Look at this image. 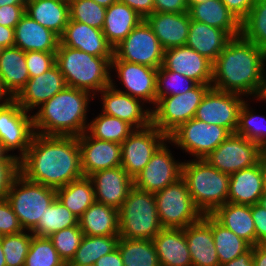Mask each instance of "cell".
<instances>
[{
  "label": "cell",
  "mask_w": 266,
  "mask_h": 266,
  "mask_svg": "<svg viewBox=\"0 0 266 266\" xmlns=\"http://www.w3.org/2000/svg\"><path fill=\"white\" fill-rule=\"evenodd\" d=\"M19 171L27 180L54 189L82 178L78 138L35 133Z\"/></svg>",
  "instance_id": "obj_1"
},
{
  "label": "cell",
  "mask_w": 266,
  "mask_h": 266,
  "mask_svg": "<svg viewBox=\"0 0 266 266\" xmlns=\"http://www.w3.org/2000/svg\"><path fill=\"white\" fill-rule=\"evenodd\" d=\"M266 51L233 37L213 62L211 87L260 101L266 97Z\"/></svg>",
  "instance_id": "obj_2"
},
{
  "label": "cell",
  "mask_w": 266,
  "mask_h": 266,
  "mask_svg": "<svg viewBox=\"0 0 266 266\" xmlns=\"http://www.w3.org/2000/svg\"><path fill=\"white\" fill-rule=\"evenodd\" d=\"M91 98V99H90ZM90 92L74 87H65L42 104L34 113L35 133L57 136H80L88 127ZM87 119V120H86Z\"/></svg>",
  "instance_id": "obj_3"
},
{
  "label": "cell",
  "mask_w": 266,
  "mask_h": 266,
  "mask_svg": "<svg viewBox=\"0 0 266 266\" xmlns=\"http://www.w3.org/2000/svg\"><path fill=\"white\" fill-rule=\"evenodd\" d=\"M98 57L59 42L55 53L56 64L66 85L90 92L94 97L111 83V60Z\"/></svg>",
  "instance_id": "obj_4"
},
{
  "label": "cell",
  "mask_w": 266,
  "mask_h": 266,
  "mask_svg": "<svg viewBox=\"0 0 266 266\" xmlns=\"http://www.w3.org/2000/svg\"><path fill=\"white\" fill-rule=\"evenodd\" d=\"M182 178L195 206L204 214H212L228 202L230 175L222 173L205 159L183 162Z\"/></svg>",
  "instance_id": "obj_5"
},
{
  "label": "cell",
  "mask_w": 266,
  "mask_h": 266,
  "mask_svg": "<svg viewBox=\"0 0 266 266\" xmlns=\"http://www.w3.org/2000/svg\"><path fill=\"white\" fill-rule=\"evenodd\" d=\"M162 228L155 194L133 186L119 209V237L152 240Z\"/></svg>",
  "instance_id": "obj_6"
},
{
  "label": "cell",
  "mask_w": 266,
  "mask_h": 266,
  "mask_svg": "<svg viewBox=\"0 0 266 266\" xmlns=\"http://www.w3.org/2000/svg\"><path fill=\"white\" fill-rule=\"evenodd\" d=\"M6 199L23 230L31 231L56 199V189L27 180L20 173L14 178Z\"/></svg>",
  "instance_id": "obj_7"
},
{
  "label": "cell",
  "mask_w": 266,
  "mask_h": 266,
  "mask_svg": "<svg viewBox=\"0 0 266 266\" xmlns=\"http://www.w3.org/2000/svg\"><path fill=\"white\" fill-rule=\"evenodd\" d=\"M154 194L163 228L184 229L203 217L195 206L182 177Z\"/></svg>",
  "instance_id": "obj_8"
},
{
  "label": "cell",
  "mask_w": 266,
  "mask_h": 266,
  "mask_svg": "<svg viewBox=\"0 0 266 266\" xmlns=\"http://www.w3.org/2000/svg\"><path fill=\"white\" fill-rule=\"evenodd\" d=\"M211 85L197 84L185 94L161 97L152 109V124L167 136L179 125L194 118Z\"/></svg>",
  "instance_id": "obj_9"
},
{
  "label": "cell",
  "mask_w": 266,
  "mask_h": 266,
  "mask_svg": "<svg viewBox=\"0 0 266 266\" xmlns=\"http://www.w3.org/2000/svg\"><path fill=\"white\" fill-rule=\"evenodd\" d=\"M231 133L224 127L208 124L192 118L179 125L168 135V140L178 149L192 155L193 159H204L214 151Z\"/></svg>",
  "instance_id": "obj_10"
},
{
  "label": "cell",
  "mask_w": 266,
  "mask_h": 266,
  "mask_svg": "<svg viewBox=\"0 0 266 266\" xmlns=\"http://www.w3.org/2000/svg\"><path fill=\"white\" fill-rule=\"evenodd\" d=\"M164 49L151 27L143 19L118 45L113 48V58L159 69L163 63Z\"/></svg>",
  "instance_id": "obj_11"
},
{
  "label": "cell",
  "mask_w": 266,
  "mask_h": 266,
  "mask_svg": "<svg viewBox=\"0 0 266 266\" xmlns=\"http://www.w3.org/2000/svg\"><path fill=\"white\" fill-rule=\"evenodd\" d=\"M34 134L32 114L22 109L13 98L0 105V142L8 154L18 150L16 158L20 160L30 147Z\"/></svg>",
  "instance_id": "obj_12"
},
{
  "label": "cell",
  "mask_w": 266,
  "mask_h": 266,
  "mask_svg": "<svg viewBox=\"0 0 266 266\" xmlns=\"http://www.w3.org/2000/svg\"><path fill=\"white\" fill-rule=\"evenodd\" d=\"M262 151L258 144L233 133L204 159L222 173L231 175L258 164Z\"/></svg>",
  "instance_id": "obj_13"
},
{
  "label": "cell",
  "mask_w": 266,
  "mask_h": 266,
  "mask_svg": "<svg viewBox=\"0 0 266 266\" xmlns=\"http://www.w3.org/2000/svg\"><path fill=\"white\" fill-rule=\"evenodd\" d=\"M116 71L117 78L124 89H118L111 75L110 85L116 90L129 94L131 97L142 100L144 103L153 104L157 102V73L158 69L150 66L131 63L120 59L111 60V73ZM114 81V82H113Z\"/></svg>",
  "instance_id": "obj_14"
},
{
  "label": "cell",
  "mask_w": 266,
  "mask_h": 266,
  "mask_svg": "<svg viewBox=\"0 0 266 266\" xmlns=\"http://www.w3.org/2000/svg\"><path fill=\"white\" fill-rule=\"evenodd\" d=\"M167 139L153 124L135 129L121 143V166L134 179Z\"/></svg>",
  "instance_id": "obj_15"
},
{
  "label": "cell",
  "mask_w": 266,
  "mask_h": 266,
  "mask_svg": "<svg viewBox=\"0 0 266 266\" xmlns=\"http://www.w3.org/2000/svg\"><path fill=\"white\" fill-rule=\"evenodd\" d=\"M246 98L244 96L210 88L198 106L195 119L226 128L236 133L239 112Z\"/></svg>",
  "instance_id": "obj_16"
},
{
  "label": "cell",
  "mask_w": 266,
  "mask_h": 266,
  "mask_svg": "<svg viewBox=\"0 0 266 266\" xmlns=\"http://www.w3.org/2000/svg\"><path fill=\"white\" fill-rule=\"evenodd\" d=\"M168 139L156 150L144 169L133 179L134 186L155 193L182 177L183 162L175 160Z\"/></svg>",
  "instance_id": "obj_17"
},
{
  "label": "cell",
  "mask_w": 266,
  "mask_h": 266,
  "mask_svg": "<svg viewBox=\"0 0 266 266\" xmlns=\"http://www.w3.org/2000/svg\"><path fill=\"white\" fill-rule=\"evenodd\" d=\"M99 93L103 104L101 113L124 120L135 129L152 124V109H147L142 100L120 92L111 85Z\"/></svg>",
  "instance_id": "obj_18"
},
{
  "label": "cell",
  "mask_w": 266,
  "mask_h": 266,
  "mask_svg": "<svg viewBox=\"0 0 266 266\" xmlns=\"http://www.w3.org/2000/svg\"><path fill=\"white\" fill-rule=\"evenodd\" d=\"M77 138L84 177H88L96 171L121 166V144L96 139L87 131Z\"/></svg>",
  "instance_id": "obj_19"
},
{
  "label": "cell",
  "mask_w": 266,
  "mask_h": 266,
  "mask_svg": "<svg viewBox=\"0 0 266 266\" xmlns=\"http://www.w3.org/2000/svg\"><path fill=\"white\" fill-rule=\"evenodd\" d=\"M162 67L191 78L198 84H212L213 63L187 45L164 50Z\"/></svg>",
  "instance_id": "obj_20"
},
{
  "label": "cell",
  "mask_w": 266,
  "mask_h": 266,
  "mask_svg": "<svg viewBox=\"0 0 266 266\" xmlns=\"http://www.w3.org/2000/svg\"><path fill=\"white\" fill-rule=\"evenodd\" d=\"M67 87L64 76L55 63L43 74L30 78L21 91L13 98L27 112L39 108L47 100Z\"/></svg>",
  "instance_id": "obj_21"
},
{
  "label": "cell",
  "mask_w": 266,
  "mask_h": 266,
  "mask_svg": "<svg viewBox=\"0 0 266 266\" xmlns=\"http://www.w3.org/2000/svg\"><path fill=\"white\" fill-rule=\"evenodd\" d=\"M88 178L93 184L95 201L118 210L134 186L133 178L122 166L96 171Z\"/></svg>",
  "instance_id": "obj_22"
},
{
  "label": "cell",
  "mask_w": 266,
  "mask_h": 266,
  "mask_svg": "<svg viewBox=\"0 0 266 266\" xmlns=\"http://www.w3.org/2000/svg\"><path fill=\"white\" fill-rule=\"evenodd\" d=\"M60 43L93 56L113 57V47L101 29L70 19L60 36Z\"/></svg>",
  "instance_id": "obj_23"
},
{
  "label": "cell",
  "mask_w": 266,
  "mask_h": 266,
  "mask_svg": "<svg viewBox=\"0 0 266 266\" xmlns=\"http://www.w3.org/2000/svg\"><path fill=\"white\" fill-rule=\"evenodd\" d=\"M192 266H220L211 229V214L184 228Z\"/></svg>",
  "instance_id": "obj_24"
},
{
  "label": "cell",
  "mask_w": 266,
  "mask_h": 266,
  "mask_svg": "<svg viewBox=\"0 0 266 266\" xmlns=\"http://www.w3.org/2000/svg\"><path fill=\"white\" fill-rule=\"evenodd\" d=\"M144 20L151 27L164 50L186 44L191 21L188 12H154Z\"/></svg>",
  "instance_id": "obj_25"
},
{
  "label": "cell",
  "mask_w": 266,
  "mask_h": 266,
  "mask_svg": "<svg viewBox=\"0 0 266 266\" xmlns=\"http://www.w3.org/2000/svg\"><path fill=\"white\" fill-rule=\"evenodd\" d=\"M60 37L26 13L14 28V46L26 51L56 52Z\"/></svg>",
  "instance_id": "obj_26"
},
{
  "label": "cell",
  "mask_w": 266,
  "mask_h": 266,
  "mask_svg": "<svg viewBox=\"0 0 266 266\" xmlns=\"http://www.w3.org/2000/svg\"><path fill=\"white\" fill-rule=\"evenodd\" d=\"M162 266H192L184 229L162 228L152 239Z\"/></svg>",
  "instance_id": "obj_27"
},
{
  "label": "cell",
  "mask_w": 266,
  "mask_h": 266,
  "mask_svg": "<svg viewBox=\"0 0 266 266\" xmlns=\"http://www.w3.org/2000/svg\"><path fill=\"white\" fill-rule=\"evenodd\" d=\"M232 38L225 30L191 20L185 45L213 63Z\"/></svg>",
  "instance_id": "obj_28"
},
{
  "label": "cell",
  "mask_w": 266,
  "mask_h": 266,
  "mask_svg": "<svg viewBox=\"0 0 266 266\" xmlns=\"http://www.w3.org/2000/svg\"><path fill=\"white\" fill-rule=\"evenodd\" d=\"M263 193V176L259 163L230 175L228 202L254 205Z\"/></svg>",
  "instance_id": "obj_29"
},
{
  "label": "cell",
  "mask_w": 266,
  "mask_h": 266,
  "mask_svg": "<svg viewBox=\"0 0 266 266\" xmlns=\"http://www.w3.org/2000/svg\"><path fill=\"white\" fill-rule=\"evenodd\" d=\"M25 13L59 37L70 19L68 0H27Z\"/></svg>",
  "instance_id": "obj_30"
},
{
  "label": "cell",
  "mask_w": 266,
  "mask_h": 266,
  "mask_svg": "<svg viewBox=\"0 0 266 266\" xmlns=\"http://www.w3.org/2000/svg\"><path fill=\"white\" fill-rule=\"evenodd\" d=\"M211 215L251 247L256 245V230L251 215V205L227 202L218 207Z\"/></svg>",
  "instance_id": "obj_31"
},
{
  "label": "cell",
  "mask_w": 266,
  "mask_h": 266,
  "mask_svg": "<svg viewBox=\"0 0 266 266\" xmlns=\"http://www.w3.org/2000/svg\"><path fill=\"white\" fill-rule=\"evenodd\" d=\"M191 20L227 31L232 37L241 35V22L221 0H208L188 9Z\"/></svg>",
  "instance_id": "obj_32"
},
{
  "label": "cell",
  "mask_w": 266,
  "mask_h": 266,
  "mask_svg": "<svg viewBox=\"0 0 266 266\" xmlns=\"http://www.w3.org/2000/svg\"><path fill=\"white\" fill-rule=\"evenodd\" d=\"M0 77L3 87L14 98L30 79L23 50L16 46L2 49Z\"/></svg>",
  "instance_id": "obj_33"
},
{
  "label": "cell",
  "mask_w": 266,
  "mask_h": 266,
  "mask_svg": "<svg viewBox=\"0 0 266 266\" xmlns=\"http://www.w3.org/2000/svg\"><path fill=\"white\" fill-rule=\"evenodd\" d=\"M78 224L87 236L119 235V210L95 201L78 219Z\"/></svg>",
  "instance_id": "obj_34"
},
{
  "label": "cell",
  "mask_w": 266,
  "mask_h": 266,
  "mask_svg": "<svg viewBox=\"0 0 266 266\" xmlns=\"http://www.w3.org/2000/svg\"><path fill=\"white\" fill-rule=\"evenodd\" d=\"M143 20L128 5L116 1L106 9L102 31L107 42L114 48Z\"/></svg>",
  "instance_id": "obj_35"
},
{
  "label": "cell",
  "mask_w": 266,
  "mask_h": 266,
  "mask_svg": "<svg viewBox=\"0 0 266 266\" xmlns=\"http://www.w3.org/2000/svg\"><path fill=\"white\" fill-rule=\"evenodd\" d=\"M56 198L78 219L95 202V193L91 180L82 177L56 189Z\"/></svg>",
  "instance_id": "obj_36"
},
{
  "label": "cell",
  "mask_w": 266,
  "mask_h": 266,
  "mask_svg": "<svg viewBox=\"0 0 266 266\" xmlns=\"http://www.w3.org/2000/svg\"><path fill=\"white\" fill-rule=\"evenodd\" d=\"M117 248L123 266H159L158 255L152 240L119 238Z\"/></svg>",
  "instance_id": "obj_37"
},
{
  "label": "cell",
  "mask_w": 266,
  "mask_h": 266,
  "mask_svg": "<svg viewBox=\"0 0 266 266\" xmlns=\"http://www.w3.org/2000/svg\"><path fill=\"white\" fill-rule=\"evenodd\" d=\"M119 235L112 236H87L84 235L69 266H86L95 264L102 256L111 253L117 248Z\"/></svg>",
  "instance_id": "obj_38"
},
{
  "label": "cell",
  "mask_w": 266,
  "mask_h": 266,
  "mask_svg": "<svg viewBox=\"0 0 266 266\" xmlns=\"http://www.w3.org/2000/svg\"><path fill=\"white\" fill-rule=\"evenodd\" d=\"M72 226H79L78 218L56 198L31 232L38 237H49Z\"/></svg>",
  "instance_id": "obj_39"
},
{
  "label": "cell",
  "mask_w": 266,
  "mask_h": 266,
  "mask_svg": "<svg viewBox=\"0 0 266 266\" xmlns=\"http://www.w3.org/2000/svg\"><path fill=\"white\" fill-rule=\"evenodd\" d=\"M211 229L220 265L230 262L251 246L211 215Z\"/></svg>",
  "instance_id": "obj_40"
},
{
  "label": "cell",
  "mask_w": 266,
  "mask_h": 266,
  "mask_svg": "<svg viewBox=\"0 0 266 266\" xmlns=\"http://www.w3.org/2000/svg\"><path fill=\"white\" fill-rule=\"evenodd\" d=\"M88 123L87 132L94 138L121 144L135 128L124 120L98 113Z\"/></svg>",
  "instance_id": "obj_41"
},
{
  "label": "cell",
  "mask_w": 266,
  "mask_h": 266,
  "mask_svg": "<svg viewBox=\"0 0 266 266\" xmlns=\"http://www.w3.org/2000/svg\"><path fill=\"white\" fill-rule=\"evenodd\" d=\"M248 100L244 102L239 112L236 134L258 144L266 149V116L256 115Z\"/></svg>",
  "instance_id": "obj_42"
},
{
  "label": "cell",
  "mask_w": 266,
  "mask_h": 266,
  "mask_svg": "<svg viewBox=\"0 0 266 266\" xmlns=\"http://www.w3.org/2000/svg\"><path fill=\"white\" fill-rule=\"evenodd\" d=\"M241 35L266 51V0H257L241 22Z\"/></svg>",
  "instance_id": "obj_43"
},
{
  "label": "cell",
  "mask_w": 266,
  "mask_h": 266,
  "mask_svg": "<svg viewBox=\"0 0 266 266\" xmlns=\"http://www.w3.org/2000/svg\"><path fill=\"white\" fill-rule=\"evenodd\" d=\"M48 237L33 235L24 266H65Z\"/></svg>",
  "instance_id": "obj_44"
},
{
  "label": "cell",
  "mask_w": 266,
  "mask_h": 266,
  "mask_svg": "<svg viewBox=\"0 0 266 266\" xmlns=\"http://www.w3.org/2000/svg\"><path fill=\"white\" fill-rule=\"evenodd\" d=\"M31 231L1 236L6 266H24L32 236Z\"/></svg>",
  "instance_id": "obj_45"
},
{
  "label": "cell",
  "mask_w": 266,
  "mask_h": 266,
  "mask_svg": "<svg viewBox=\"0 0 266 266\" xmlns=\"http://www.w3.org/2000/svg\"><path fill=\"white\" fill-rule=\"evenodd\" d=\"M68 2L70 20L102 30L107 8L93 0H68Z\"/></svg>",
  "instance_id": "obj_46"
},
{
  "label": "cell",
  "mask_w": 266,
  "mask_h": 266,
  "mask_svg": "<svg viewBox=\"0 0 266 266\" xmlns=\"http://www.w3.org/2000/svg\"><path fill=\"white\" fill-rule=\"evenodd\" d=\"M197 84L193 79L168 71L161 66L157 73V100L161 97L185 94Z\"/></svg>",
  "instance_id": "obj_47"
},
{
  "label": "cell",
  "mask_w": 266,
  "mask_h": 266,
  "mask_svg": "<svg viewBox=\"0 0 266 266\" xmlns=\"http://www.w3.org/2000/svg\"><path fill=\"white\" fill-rule=\"evenodd\" d=\"M84 233L79 226H72L56 231L48 238L52 241L58 255L68 264L82 242Z\"/></svg>",
  "instance_id": "obj_48"
},
{
  "label": "cell",
  "mask_w": 266,
  "mask_h": 266,
  "mask_svg": "<svg viewBox=\"0 0 266 266\" xmlns=\"http://www.w3.org/2000/svg\"><path fill=\"white\" fill-rule=\"evenodd\" d=\"M56 52L26 51V65L30 78L37 77L49 70L55 63Z\"/></svg>",
  "instance_id": "obj_49"
},
{
  "label": "cell",
  "mask_w": 266,
  "mask_h": 266,
  "mask_svg": "<svg viewBox=\"0 0 266 266\" xmlns=\"http://www.w3.org/2000/svg\"><path fill=\"white\" fill-rule=\"evenodd\" d=\"M24 231L8 200H0V236Z\"/></svg>",
  "instance_id": "obj_50"
},
{
  "label": "cell",
  "mask_w": 266,
  "mask_h": 266,
  "mask_svg": "<svg viewBox=\"0 0 266 266\" xmlns=\"http://www.w3.org/2000/svg\"><path fill=\"white\" fill-rule=\"evenodd\" d=\"M19 173V160H0V200L7 197L11 183Z\"/></svg>",
  "instance_id": "obj_51"
},
{
  "label": "cell",
  "mask_w": 266,
  "mask_h": 266,
  "mask_svg": "<svg viewBox=\"0 0 266 266\" xmlns=\"http://www.w3.org/2000/svg\"><path fill=\"white\" fill-rule=\"evenodd\" d=\"M25 15V5L0 6V25L15 28Z\"/></svg>",
  "instance_id": "obj_52"
},
{
  "label": "cell",
  "mask_w": 266,
  "mask_h": 266,
  "mask_svg": "<svg viewBox=\"0 0 266 266\" xmlns=\"http://www.w3.org/2000/svg\"><path fill=\"white\" fill-rule=\"evenodd\" d=\"M251 215L256 230V245L266 244V209L256 203L251 205Z\"/></svg>",
  "instance_id": "obj_53"
},
{
  "label": "cell",
  "mask_w": 266,
  "mask_h": 266,
  "mask_svg": "<svg viewBox=\"0 0 266 266\" xmlns=\"http://www.w3.org/2000/svg\"><path fill=\"white\" fill-rule=\"evenodd\" d=\"M227 9L242 22L257 0H221Z\"/></svg>",
  "instance_id": "obj_54"
},
{
  "label": "cell",
  "mask_w": 266,
  "mask_h": 266,
  "mask_svg": "<svg viewBox=\"0 0 266 266\" xmlns=\"http://www.w3.org/2000/svg\"><path fill=\"white\" fill-rule=\"evenodd\" d=\"M154 12H163V13L188 12L187 0H154Z\"/></svg>",
  "instance_id": "obj_55"
},
{
  "label": "cell",
  "mask_w": 266,
  "mask_h": 266,
  "mask_svg": "<svg viewBox=\"0 0 266 266\" xmlns=\"http://www.w3.org/2000/svg\"><path fill=\"white\" fill-rule=\"evenodd\" d=\"M135 10L143 19L154 13V0H117Z\"/></svg>",
  "instance_id": "obj_56"
},
{
  "label": "cell",
  "mask_w": 266,
  "mask_h": 266,
  "mask_svg": "<svg viewBox=\"0 0 266 266\" xmlns=\"http://www.w3.org/2000/svg\"><path fill=\"white\" fill-rule=\"evenodd\" d=\"M96 266H123V261L119 249L116 248L109 254L100 257L96 262Z\"/></svg>",
  "instance_id": "obj_57"
},
{
  "label": "cell",
  "mask_w": 266,
  "mask_h": 266,
  "mask_svg": "<svg viewBox=\"0 0 266 266\" xmlns=\"http://www.w3.org/2000/svg\"><path fill=\"white\" fill-rule=\"evenodd\" d=\"M220 266H253V247H250L246 252L239 255L232 261Z\"/></svg>",
  "instance_id": "obj_58"
},
{
  "label": "cell",
  "mask_w": 266,
  "mask_h": 266,
  "mask_svg": "<svg viewBox=\"0 0 266 266\" xmlns=\"http://www.w3.org/2000/svg\"><path fill=\"white\" fill-rule=\"evenodd\" d=\"M0 46L3 48L14 46V28L0 25Z\"/></svg>",
  "instance_id": "obj_59"
},
{
  "label": "cell",
  "mask_w": 266,
  "mask_h": 266,
  "mask_svg": "<svg viewBox=\"0 0 266 266\" xmlns=\"http://www.w3.org/2000/svg\"><path fill=\"white\" fill-rule=\"evenodd\" d=\"M253 266H266V244L253 247Z\"/></svg>",
  "instance_id": "obj_60"
},
{
  "label": "cell",
  "mask_w": 266,
  "mask_h": 266,
  "mask_svg": "<svg viewBox=\"0 0 266 266\" xmlns=\"http://www.w3.org/2000/svg\"><path fill=\"white\" fill-rule=\"evenodd\" d=\"M259 164H260V168H261L262 176H263L264 191H266V149H264L261 153Z\"/></svg>",
  "instance_id": "obj_61"
},
{
  "label": "cell",
  "mask_w": 266,
  "mask_h": 266,
  "mask_svg": "<svg viewBox=\"0 0 266 266\" xmlns=\"http://www.w3.org/2000/svg\"><path fill=\"white\" fill-rule=\"evenodd\" d=\"M11 99L12 97L3 87L1 77H0V105L9 102Z\"/></svg>",
  "instance_id": "obj_62"
},
{
  "label": "cell",
  "mask_w": 266,
  "mask_h": 266,
  "mask_svg": "<svg viewBox=\"0 0 266 266\" xmlns=\"http://www.w3.org/2000/svg\"><path fill=\"white\" fill-rule=\"evenodd\" d=\"M0 160H19L18 158H16V155L14 153L8 154L2 147V144L0 142Z\"/></svg>",
  "instance_id": "obj_63"
},
{
  "label": "cell",
  "mask_w": 266,
  "mask_h": 266,
  "mask_svg": "<svg viewBox=\"0 0 266 266\" xmlns=\"http://www.w3.org/2000/svg\"><path fill=\"white\" fill-rule=\"evenodd\" d=\"M27 0H0V6L25 5Z\"/></svg>",
  "instance_id": "obj_64"
},
{
  "label": "cell",
  "mask_w": 266,
  "mask_h": 266,
  "mask_svg": "<svg viewBox=\"0 0 266 266\" xmlns=\"http://www.w3.org/2000/svg\"><path fill=\"white\" fill-rule=\"evenodd\" d=\"M96 3H98L99 5L108 8L110 5H112L113 3H115L117 0H93Z\"/></svg>",
  "instance_id": "obj_65"
},
{
  "label": "cell",
  "mask_w": 266,
  "mask_h": 266,
  "mask_svg": "<svg viewBox=\"0 0 266 266\" xmlns=\"http://www.w3.org/2000/svg\"><path fill=\"white\" fill-rule=\"evenodd\" d=\"M0 266H6L5 264V255L2 250L1 236H0Z\"/></svg>",
  "instance_id": "obj_66"
},
{
  "label": "cell",
  "mask_w": 266,
  "mask_h": 266,
  "mask_svg": "<svg viewBox=\"0 0 266 266\" xmlns=\"http://www.w3.org/2000/svg\"><path fill=\"white\" fill-rule=\"evenodd\" d=\"M258 204L266 209V191H264V193L260 197Z\"/></svg>",
  "instance_id": "obj_67"
},
{
  "label": "cell",
  "mask_w": 266,
  "mask_h": 266,
  "mask_svg": "<svg viewBox=\"0 0 266 266\" xmlns=\"http://www.w3.org/2000/svg\"><path fill=\"white\" fill-rule=\"evenodd\" d=\"M205 1H208V0H187L188 9H189L191 6H193V5H196V4H199V3L205 2Z\"/></svg>",
  "instance_id": "obj_68"
},
{
  "label": "cell",
  "mask_w": 266,
  "mask_h": 266,
  "mask_svg": "<svg viewBox=\"0 0 266 266\" xmlns=\"http://www.w3.org/2000/svg\"><path fill=\"white\" fill-rule=\"evenodd\" d=\"M260 100H262V101L264 100V101L266 102V97H264V98H260Z\"/></svg>",
  "instance_id": "obj_69"
},
{
  "label": "cell",
  "mask_w": 266,
  "mask_h": 266,
  "mask_svg": "<svg viewBox=\"0 0 266 266\" xmlns=\"http://www.w3.org/2000/svg\"><path fill=\"white\" fill-rule=\"evenodd\" d=\"M86 266H96L95 264H89V265H86Z\"/></svg>",
  "instance_id": "obj_70"
}]
</instances>
